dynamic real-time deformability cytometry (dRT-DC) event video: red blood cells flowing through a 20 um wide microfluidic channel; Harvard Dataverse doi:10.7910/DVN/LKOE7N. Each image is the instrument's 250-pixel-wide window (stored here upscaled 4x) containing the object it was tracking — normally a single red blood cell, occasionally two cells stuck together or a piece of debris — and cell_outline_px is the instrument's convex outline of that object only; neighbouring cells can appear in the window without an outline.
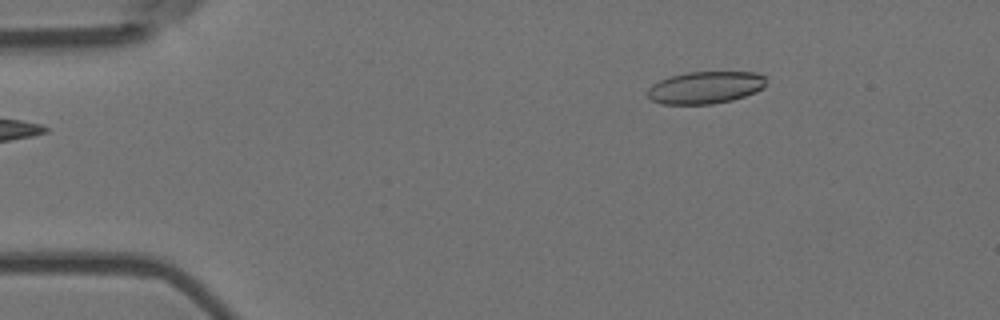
{"species": "Egyptian fruit bat (a non-hibernating species)", "species_latin": "Rousettus aegyptiacus", "temperature_condition": "room temperature", "stored_images_in_passage": 2, "camera_frame_rate_fps": 3000, "um_per_image_px": 0.085, "animal": {"sex": "female"}, "frame": {"image": 1, "passage_image": 2, "time_ms": 0.333, "image_size_px": [1000, 320], "cell_outline_px": [[764, 88], [756, 92], [732, 100], [712, 104], [664, 104], [652, 100], [648, 96], [648, 88], [652, 84], [660, 80], [672, 76], [688, 72], [756, 72], [764, 76]], "centroid_in_image_um": [59.96, 7.44], "position_along_channel_um": 25.0, "area_um2": 22.14}}